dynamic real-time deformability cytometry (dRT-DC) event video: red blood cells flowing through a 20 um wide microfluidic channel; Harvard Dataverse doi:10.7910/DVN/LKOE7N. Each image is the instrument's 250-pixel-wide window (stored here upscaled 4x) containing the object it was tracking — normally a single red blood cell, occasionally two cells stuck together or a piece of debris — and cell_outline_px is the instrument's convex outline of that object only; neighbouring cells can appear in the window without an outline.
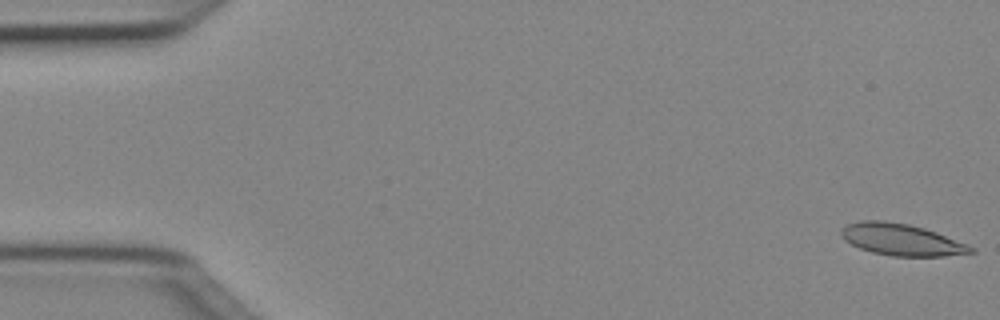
{"species": "Egyptian fruit bat (a non-hibernating species)", "species_latin": "Rousettus aegyptiacus", "temperature_condition": "cold", "stored_images_in_passage": 50, "camera_frame_rate_fps": 3000, "um_per_image_px": 0.085, "animal": {"sex": "female"}, "frame": {"image": 1, "passage_image": 1, "time_ms": 0.0, "image_size_px": [1000, 320], "cell_outline_px": [[976, 252], [944, 256], [892, 256], [872, 252], [860, 248], [844, 240], [840, 236], [840, 228], [848, 224], [860, 220], [884, 220], [908, 224], [924, 228], [936, 232], [976, 248]], "centroid_in_image_um": [76.59, 20.36], "position_along_channel_um": 8.4, "area_um2": 23.99}}
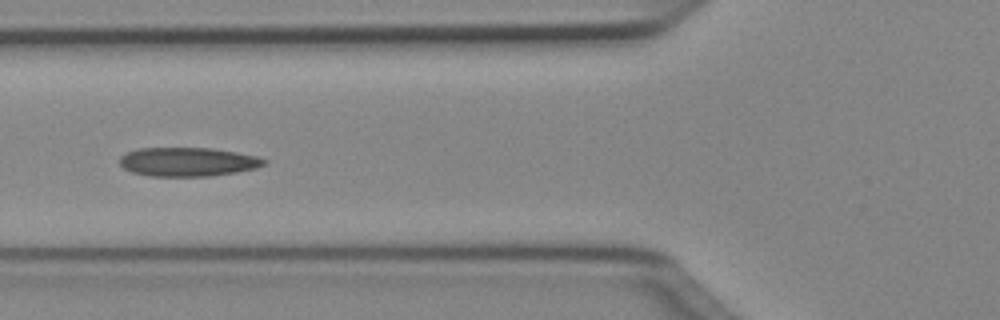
{"frame": {"image": 2, "passage_image": 19, "time_ms": 6.0, "image_size_px": [1000, 320], "cell_outline_px": [[268, 164], [256, 168], [236, 172], [212, 176], [152, 176], [132, 172], [124, 168], [120, 164], [120, 156], [136, 148], [212, 148], [236, 152], [256, 156], [268, 160]], "centroid_in_image_um": [15.99, 13.75], "position_along_channel_um": 109.8, "area_um2": 24.39}}
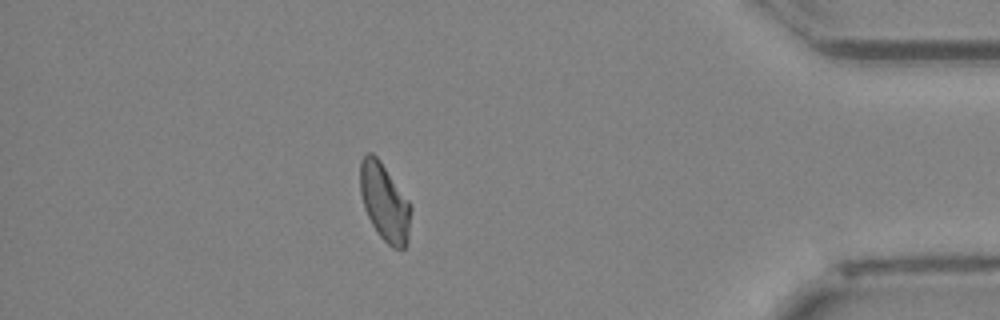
{"frame": {"image": 3, "passage_image": 44, "time_ms": 14.333, "image_size_px": [1000, 320], "cell_outline_px": [[412, 208], [408, 240], [404, 248], [392, 248], [380, 236], [372, 224], [364, 208], [360, 192], [360, 160], [368, 152], [372, 152], [380, 160], [408, 200]], "centroid_in_image_um": [32.69, 17.18], "position_along_channel_um": 402.5, "area_um2": 22.83}, "authors_computed_cell_mechanics": {"area_um2": 23.4957, "velocity_mm_per_s": 4.0234, "shape_relaxation_time_tau1_ms": null, "shape_relaxation_time_tau2_ms": 3.8609, "deformation_change_tau1": null, "deformation_change_tau2": 0.0907}}